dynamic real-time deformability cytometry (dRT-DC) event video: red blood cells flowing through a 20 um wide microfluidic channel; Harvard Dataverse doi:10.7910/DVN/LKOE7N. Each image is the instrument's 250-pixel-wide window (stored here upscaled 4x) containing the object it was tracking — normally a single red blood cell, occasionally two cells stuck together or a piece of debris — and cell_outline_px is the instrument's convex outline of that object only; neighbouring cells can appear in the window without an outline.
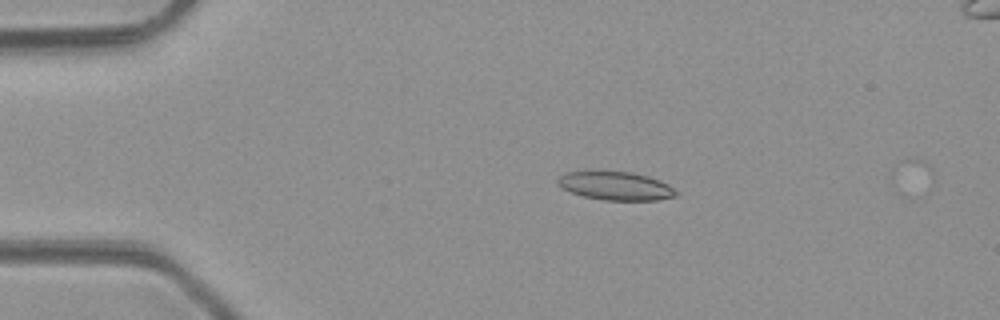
{"species": "common noctule bat (a hibernating species)", "species_latin": "Nyctalus noctula", "temperature_condition": "room temperature", "stored_images_in_passage": 4, "camera_frame_rate_fps": 3000, "um_per_image_px": 0.085, "animal": {"sex": "male", "body_mass_g": 23.1, "forearm_length_mm": 52.7}, "frame": {"image": 1, "passage_image": 2, "time_ms": 1.0, "image_size_px": [1000, 320], "cell_outline_px": [[680, 192], [676, 196], [656, 200], [604, 200], [584, 196], [572, 192], [556, 184], [556, 180], [564, 172], [596, 168], [628, 172], [648, 176], [660, 180], [668, 184]], "centroid_in_image_um": [52.29, 15.75], "position_along_channel_um": 32.7, "area_um2": 20.35}}